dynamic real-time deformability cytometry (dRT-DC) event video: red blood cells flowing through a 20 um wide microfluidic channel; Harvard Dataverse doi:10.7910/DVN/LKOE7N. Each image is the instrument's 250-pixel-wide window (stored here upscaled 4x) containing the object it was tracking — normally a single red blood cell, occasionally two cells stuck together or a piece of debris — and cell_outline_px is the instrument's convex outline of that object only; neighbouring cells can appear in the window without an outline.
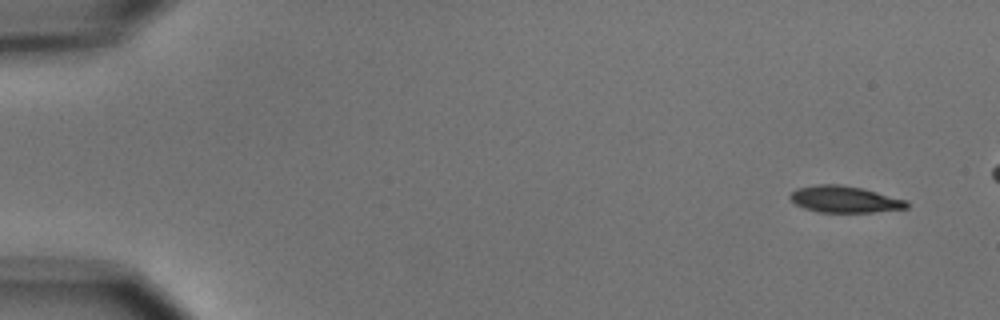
{"species": "common noctule bat (a hibernating species)", "species_latin": "Nyctalus noctula", "temperature_condition": "cold", "stored_images_in_passage": 7, "camera_frame_rate_fps": 3000, "um_per_image_px": 0.085, "animal": {"sex": "male", "body_mass_g": 15.6}, "frame": {"image": 1, "passage_image": 1, "time_ms": 0.0, "image_size_px": [1000, 320], "cell_outline_px": [[908, 208], [872, 212], [820, 212], [804, 208], [796, 204], [788, 196], [796, 188], [820, 184], [840, 184], [864, 188], [908, 200]], "centroid_in_image_um": [71.82, 16.93], "position_along_channel_um": 13.2, "area_um2": 18.15}}
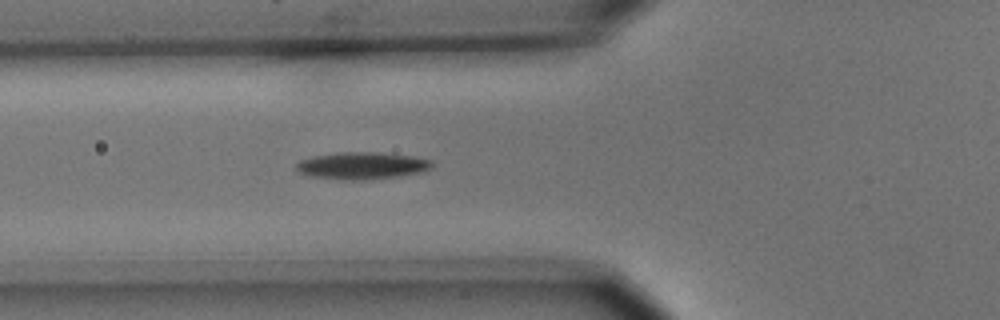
{"frame": {"image": 2, "passage_image": 6, "time_ms": 5.667, "image_size_px": [1000, 320], "cell_outline_px": [[432, 168], [424, 172], [396, 176], [364, 180], [348, 180], [308, 176], [300, 172], [296, 168], [296, 164], [300, 160], [312, 156], [336, 152], [376, 152], [416, 156], [432, 160]], "centroid_in_image_um": [30.78, 14.07], "position_along_channel_um": 95.0, "area_um2": 21.62}}